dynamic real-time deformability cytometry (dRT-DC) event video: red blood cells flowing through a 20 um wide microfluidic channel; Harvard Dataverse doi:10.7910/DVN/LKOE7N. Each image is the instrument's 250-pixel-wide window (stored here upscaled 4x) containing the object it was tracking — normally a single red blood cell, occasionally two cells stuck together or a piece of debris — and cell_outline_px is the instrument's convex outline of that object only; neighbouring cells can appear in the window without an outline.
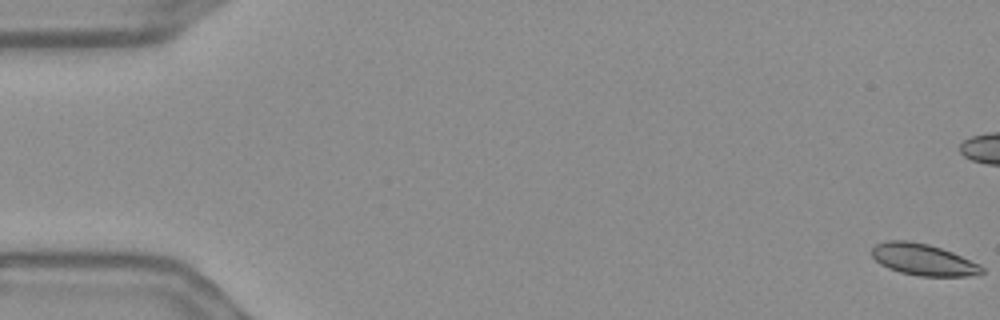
{"species": "Egyptian fruit bat (a non-hibernating species)", "species_latin": "Rousettus aegyptiacus", "temperature_condition": "warm", "stored_images_in_passage": 58, "camera_frame_rate_fps": 3000, "um_per_image_px": 0.085, "frame": {"image": 1, "passage_image": 1, "time_ms": 0.0, "image_size_px": [1000, 320], "cell_outline_px": [[984, 272], [968, 276], [920, 276], [900, 272], [888, 268], [880, 264], [872, 256], [872, 248], [876, 244], [888, 240], [908, 240], [928, 244], [952, 252], [980, 264], [984, 268]], "centroid_in_image_um": [78.47, 22.06], "position_along_channel_um": 6.5, "area_um2": 20.17}}
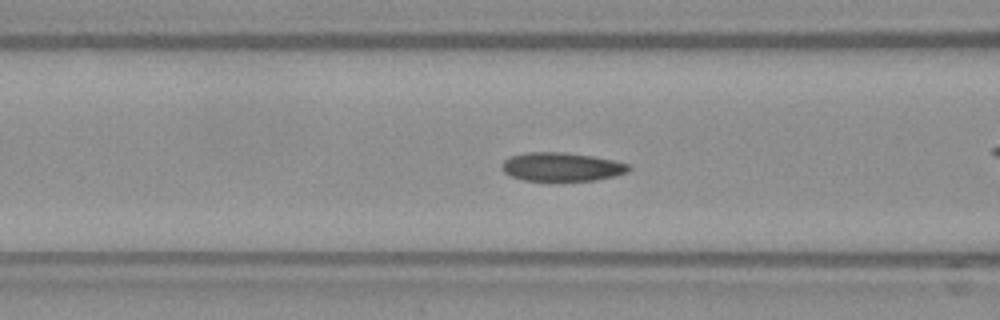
{"frame": {"image": 2, "passage_image": 23, "time_ms": 7.333, "image_size_px": [1000, 320], "cell_outline_px": [[632, 168], [628, 172], [616, 176], [596, 180], [524, 180], [512, 176], [504, 172], [500, 168], [500, 164], [508, 156], [528, 152], [564, 152], [592, 156], [612, 160], [628, 164]], "centroid_in_image_um": [47.72, 14.17], "position_along_channel_um": 118.9, "area_um2": 21.21}}
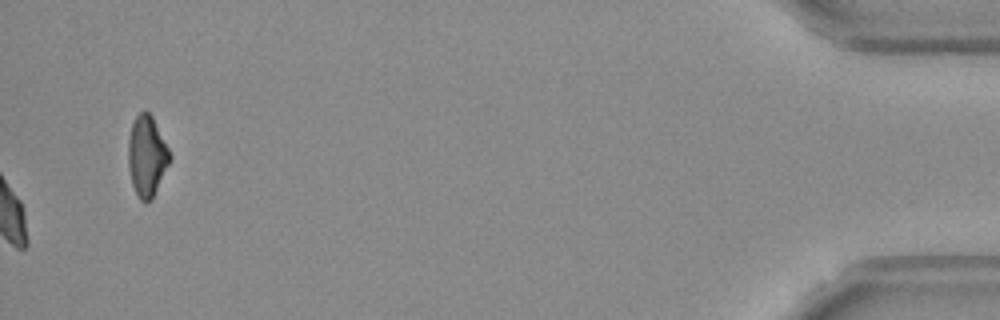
{"frame": {"image": 3, "passage_image": 58, "time_ms": 19.0, "image_size_px": [1000, 320], "cell_outline_px": [[172, 156], [152, 200], [144, 204], [140, 200], [132, 184], [128, 168], [128, 140], [132, 124], [136, 116], [144, 108], [152, 116]], "centroid_in_image_um": [12.47, 13.28], "position_along_channel_um": 422.7, "area_um2": 19.54}, "authors_computed_cell_mechanics": {"area_um2": 21.0681, "velocity_mm_per_s": 3.6373, "shape_relaxation_time_tau1_ms": 5.0523, "shape_relaxation_time_tau2_ms": 2.8418, "deformation_change_tau1": 0.1077, "deformation_change_tau2": 0.0722}}